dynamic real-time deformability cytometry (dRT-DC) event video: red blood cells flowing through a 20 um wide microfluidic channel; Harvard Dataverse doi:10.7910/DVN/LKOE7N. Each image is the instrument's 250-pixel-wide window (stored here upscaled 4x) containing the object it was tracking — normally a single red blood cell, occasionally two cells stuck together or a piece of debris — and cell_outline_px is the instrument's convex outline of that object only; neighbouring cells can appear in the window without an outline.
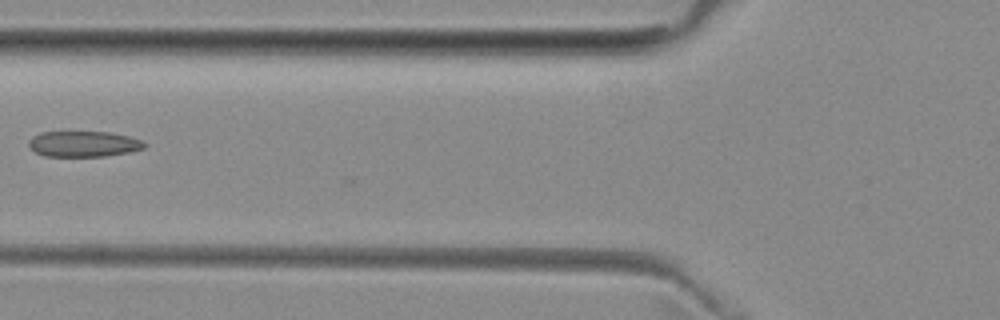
{"species": "common noctule bat (a hibernating species)", "species_latin": "Nyctalus noctula", "temperature_condition": "room temperature", "stored_images_in_passage": 5, "camera_frame_rate_fps": 3000, "um_per_image_px": 0.085, "animal": {"sex": "female", "body_mass_g": 29.2, "forearm_length_mm": 56.3}, "frame": {"image": 1, "passage_image": 5, "time_ms": 5.333, "image_size_px": [1000, 320], "cell_outline_px": [[148, 144], [144, 148], [128, 152], [104, 156], [44, 156], [28, 148], [28, 140], [32, 136], [40, 132], [108, 132], [128, 136], [140, 140]], "centroid_in_image_um": [7.06, 12.23], "position_along_channel_um": 118.7, "area_um2": 17.34}}